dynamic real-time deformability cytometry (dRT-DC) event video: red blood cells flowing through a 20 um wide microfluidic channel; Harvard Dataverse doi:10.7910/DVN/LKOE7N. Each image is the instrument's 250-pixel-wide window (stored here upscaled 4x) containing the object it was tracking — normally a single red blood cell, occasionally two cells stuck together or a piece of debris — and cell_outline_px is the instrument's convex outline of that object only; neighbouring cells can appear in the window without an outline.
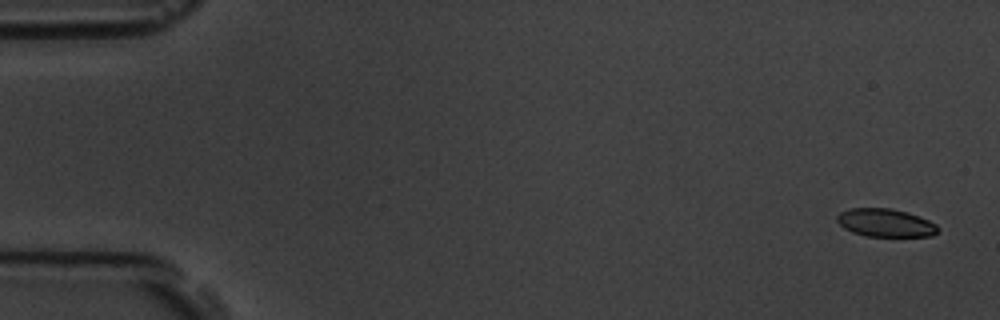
{"species": "common noctule bat (a hibernating species)", "species_latin": "Nyctalus noctula", "temperature_condition": "room temperature", "stored_images_in_passage": 6, "segment_of_instrument_passage": [1, 2], "camera_frame_rate_fps": 3000, "um_per_image_px": 0.085, "animal": {"sex": "male", "body_mass_g": 19.5, "forearm_length_mm": 54.6}, "frame": {"image": 1, "passage_image": 1, "time_ms": 0.0, "image_size_px": [1000, 320], "cell_outline_px": [[940, 228], [932, 236], [864, 236], [852, 232], [844, 228], [836, 220], [836, 216], [840, 212], [848, 208], [892, 208], [908, 212], [928, 220], [936, 224]], "centroid_in_image_um": [75.24, 18.93], "position_along_channel_um": 9.8, "area_um2": 16.59}}
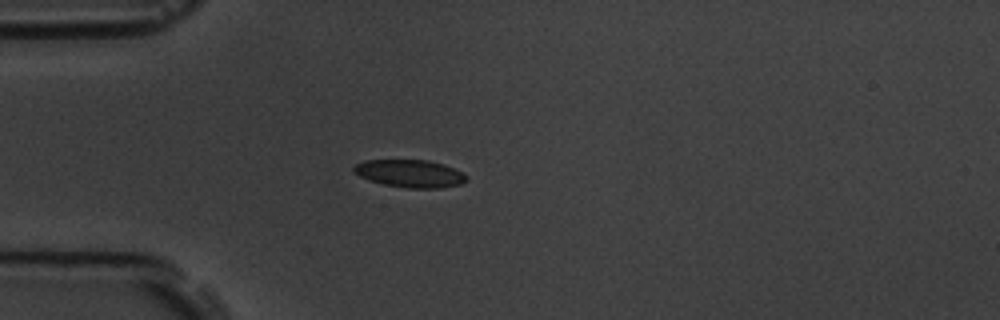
{"frame": {"image": 2, "passage_image": 5, "time_ms": 4.667, "image_size_px": [1000, 320], "cell_outline_px": [[468, 180], [460, 184], [440, 188], [408, 188], [384, 184], [368, 180], [352, 172], [352, 168], [356, 164], [364, 160], [428, 160], [444, 164], [468, 176]], "centroid_in_image_um": [34.83, 14.75], "position_along_channel_um": 50.2, "area_um2": 18.15}}